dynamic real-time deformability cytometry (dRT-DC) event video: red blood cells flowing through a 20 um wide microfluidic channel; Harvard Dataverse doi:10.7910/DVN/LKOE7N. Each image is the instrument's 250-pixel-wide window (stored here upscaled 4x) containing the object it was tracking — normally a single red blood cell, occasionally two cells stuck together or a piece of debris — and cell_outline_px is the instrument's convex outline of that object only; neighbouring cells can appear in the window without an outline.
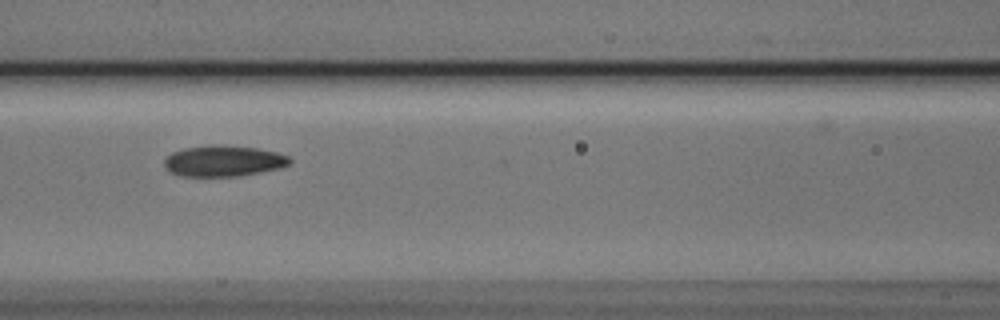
{"species": "Egyptian fruit bat (a non-hibernating species)", "species_latin": "Rousettus aegyptiacus", "temperature_condition": "cold", "stored_images_in_passage": 7, "camera_frame_rate_fps": 3000, "um_per_image_px": 0.085, "animal": {"sex": "male"}, "frame": {"image": 1, "passage_image": 7, "time_ms": 2.0, "image_size_px": [1000, 320], "cell_outline_px": [[292, 160], [288, 164], [280, 168], [240, 176], [180, 176], [168, 172], [164, 164], [164, 160], [172, 152], [184, 148], [208, 144], [220, 144], [256, 148], [276, 152], [288, 156]], "centroid_in_image_um": [18.96, 13.67], "position_along_channel_um": 147.6, "area_um2": 22.83}}